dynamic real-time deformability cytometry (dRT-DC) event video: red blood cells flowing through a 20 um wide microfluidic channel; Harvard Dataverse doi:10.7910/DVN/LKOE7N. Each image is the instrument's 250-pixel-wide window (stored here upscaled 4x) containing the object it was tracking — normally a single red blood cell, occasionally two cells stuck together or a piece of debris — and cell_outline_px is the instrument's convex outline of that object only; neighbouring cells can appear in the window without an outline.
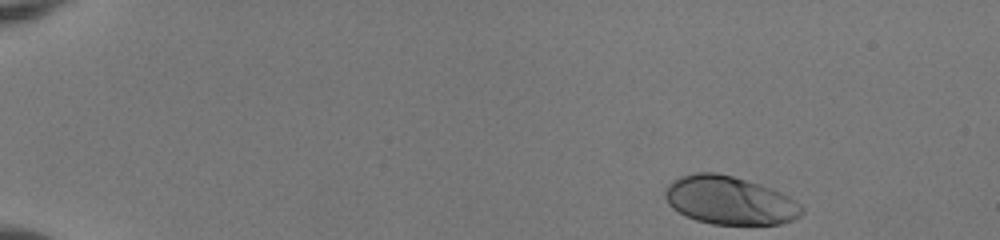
{"species": "human", "species_latin": "Homo sapiens", "temperature_condition": "room temperature", "stored_images_in_passage": 47, "camera_frame_rate_fps": 3000, "um_per_image_px": 0.085, "donor": {"sex": "female"}, "frame": {"image": 1, "passage_image": 1, "time_ms": 0.0, "image_size_px": [1000, 240], "cell_outline_px": [[804, 212], [800, 216], [792, 220], [780, 224], [712, 224], [696, 220], [684, 216], [672, 208], [668, 204], [664, 196], [664, 192], [668, 184], [672, 180], [680, 176], [696, 172], [716, 172], [732, 176], [760, 184], [772, 188], [788, 196], [800, 204], [804, 208]], "centroid_in_image_um": [61.99, 17.03], "position_along_channel_um": 23.0, "area_um2": 38.67}}
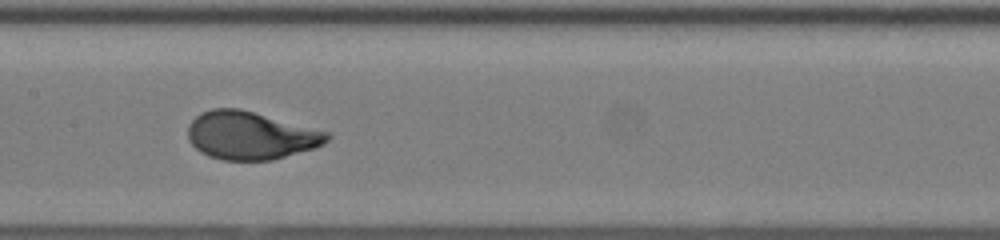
{"frame": {"image": 2, "passage_image": 23, "time_ms": 7.333, "image_size_px": [1000, 240], "cell_outline_px": [[332, 136], [324, 144], [316, 148], [272, 160], [224, 160], [208, 156], [200, 152], [188, 140], [188, 124], [200, 112], [212, 108], [240, 108], [328, 132]], "centroid_in_image_um": [21.28, 11.51], "position_along_channel_um": 186.1, "area_um2": 39.02}}
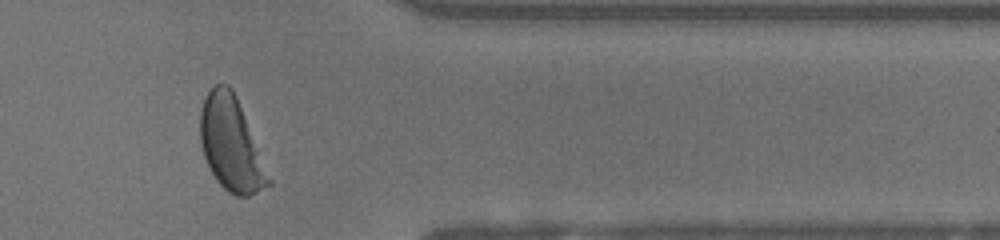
{"frame": {"image": 3, "passage_image": 39, "time_ms": 12.667, "image_size_px": [1000, 240], "cell_outline_px": [[272, 184], [248, 196], [236, 196], [228, 192], [216, 180], [204, 156], [200, 140], [200, 112], [204, 100], [208, 92], [216, 84], [228, 84], [232, 88], [236, 96], [272, 180]], "centroid_in_image_um": [19.64, 12.26], "position_along_channel_um": 391.8, "area_um2": 36.88}, "authors_computed_cell_mechanics": {"area_um2": 38.6682, "velocity_mm_per_s": 4.0071, "shape_relaxation_time_tau1_ms": 2.6335, "shape_relaxation_time_tau2_ms": null, "deformation_change_tau1": 0.1749, "deformation_change_tau2": null}}